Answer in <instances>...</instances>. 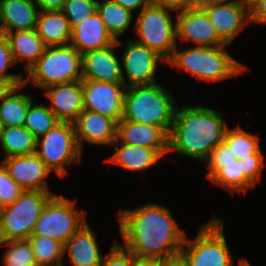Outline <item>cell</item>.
I'll return each instance as SVG.
<instances>
[{"instance_id": "1", "label": "cell", "mask_w": 266, "mask_h": 266, "mask_svg": "<svg viewBox=\"0 0 266 266\" xmlns=\"http://www.w3.org/2000/svg\"><path fill=\"white\" fill-rule=\"evenodd\" d=\"M124 248L133 255L162 261L180 257L186 233L180 229L166 206L148 202L118 213Z\"/></svg>"}, {"instance_id": "2", "label": "cell", "mask_w": 266, "mask_h": 266, "mask_svg": "<svg viewBox=\"0 0 266 266\" xmlns=\"http://www.w3.org/2000/svg\"><path fill=\"white\" fill-rule=\"evenodd\" d=\"M259 137L237 125L227 127L224 140L218 144L204 162L208 166L206 178L214 185L230 192L254 189L262 178L265 166Z\"/></svg>"}, {"instance_id": "3", "label": "cell", "mask_w": 266, "mask_h": 266, "mask_svg": "<svg viewBox=\"0 0 266 266\" xmlns=\"http://www.w3.org/2000/svg\"><path fill=\"white\" fill-rule=\"evenodd\" d=\"M228 125L223 114L201 105L177 106L168 134V154L203 161L224 140Z\"/></svg>"}, {"instance_id": "4", "label": "cell", "mask_w": 266, "mask_h": 266, "mask_svg": "<svg viewBox=\"0 0 266 266\" xmlns=\"http://www.w3.org/2000/svg\"><path fill=\"white\" fill-rule=\"evenodd\" d=\"M170 90L162 84L136 85L126 88L122 119L171 130L177 104Z\"/></svg>"}, {"instance_id": "5", "label": "cell", "mask_w": 266, "mask_h": 266, "mask_svg": "<svg viewBox=\"0 0 266 266\" xmlns=\"http://www.w3.org/2000/svg\"><path fill=\"white\" fill-rule=\"evenodd\" d=\"M226 46H195L185 51L178 50L176 46L166 64L205 82L230 79L247 71V66L230 56Z\"/></svg>"}, {"instance_id": "6", "label": "cell", "mask_w": 266, "mask_h": 266, "mask_svg": "<svg viewBox=\"0 0 266 266\" xmlns=\"http://www.w3.org/2000/svg\"><path fill=\"white\" fill-rule=\"evenodd\" d=\"M224 224L213 216L198 229L196 237H185L180 259L186 266H234V261L226 238ZM238 266H248L247 259H240Z\"/></svg>"}, {"instance_id": "7", "label": "cell", "mask_w": 266, "mask_h": 266, "mask_svg": "<svg viewBox=\"0 0 266 266\" xmlns=\"http://www.w3.org/2000/svg\"><path fill=\"white\" fill-rule=\"evenodd\" d=\"M24 83L32 82L34 88L80 81L82 55L72 45L48 46L43 55L26 73Z\"/></svg>"}, {"instance_id": "8", "label": "cell", "mask_w": 266, "mask_h": 266, "mask_svg": "<svg viewBox=\"0 0 266 266\" xmlns=\"http://www.w3.org/2000/svg\"><path fill=\"white\" fill-rule=\"evenodd\" d=\"M51 191H23L11 205L0 212V241L29 239Z\"/></svg>"}, {"instance_id": "9", "label": "cell", "mask_w": 266, "mask_h": 266, "mask_svg": "<svg viewBox=\"0 0 266 266\" xmlns=\"http://www.w3.org/2000/svg\"><path fill=\"white\" fill-rule=\"evenodd\" d=\"M170 11L173 12L150 4L138 13L133 27L137 35L133 40L154 50L166 61L177 46L176 23Z\"/></svg>"}, {"instance_id": "10", "label": "cell", "mask_w": 266, "mask_h": 266, "mask_svg": "<svg viewBox=\"0 0 266 266\" xmlns=\"http://www.w3.org/2000/svg\"><path fill=\"white\" fill-rule=\"evenodd\" d=\"M36 154L59 178L65 177L67 166L81 163L82 160L83 152L76 140L74 124L58 122L44 136L37 139Z\"/></svg>"}, {"instance_id": "11", "label": "cell", "mask_w": 266, "mask_h": 266, "mask_svg": "<svg viewBox=\"0 0 266 266\" xmlns=\"http://www.w3.org/2000/svg\"><path fill=\"white\" fill-rule=\"evenodd\" d=\"M76 200L54 195L44 206L31 236H46L63 245L85 224V210L76 209Z\"/></svg>"}, {"instance_id": "12", "label": "cell", "mask_w": 266, "mask_h": 266, "mask_svg": "<svg viewBox=\"0 0 266 266\" xmlns=\"http://www.w3.org/2000/svg\"><path fill=\"white\" fill-rule=\"evenodd\" d=\"M200 7L226 45H230L237 34L250 24L249 4L244 0L210 1Z\"/></svg>"}, {"instance_id": "13", "label": "cell", "mask_w": 266, "mask_h": 266, "mask_svg": "<svg viewBox=\"0 0 266 266\" xmlns=\"http://www.w3.org/2000/svg\"><path fill=\"white\" fill-rule=\"evenodd\" d=\"M119 58H121V65L124 68L122 69V78L126 88L157 83L155 79L157 64L160 61L166 64V60L157 52L139 44L132 38L126 43L125 51ZM123 73L126 74V77Z\"/></svg>"}, {"instance_id": "14", "label": "cell", "mask_w": 266, "mask_h": 266, "mask_svg": "<svg viewBox=\"0 0 266 266\" xmlns=\"http://www.w3.org/2000/svg\"><path fill=\"white\" fill-rule=\"evenodd\" d=\"M84 109L108 116L119 122L123 116L126 87L123 83L81 79Z\"/></svg>"}, {"instance_id": "15", "label": "cell", "mask_w": 266, "mask_h": 266, "mask_svg": "<svg viewBox=\"0 0 266 266\" xmlns=\"http://www.w3.org/2000/svg\"><path fill=\"white\" fill-rule=\"evenodd\" d=\"M177 39L192 42L195 46L216 47L226 45L216 33L215 27L200 6L177 12Z\"/></svg>"}, {"instance_id": "16", "label": "cell", "mask_w": 266, "mask_h": 266, "mask_svg": "<svg viewBox=\"0 0 266 266\" xmlns=\"http://www.w3.org/2000/svg\"><path fill=\"white\" fill-rule=\"evenodd\" d=\"M1 163L24 191H50L46 178L52 171L36 153L6 157Z\"/></svg>"}, {"instance_id": "17", "label": "cell", "mask_w": 266, "mask_h": 266, "mask_svg": "<svg viewBox=\"0 0 266 266\" xmlns=\"http://www.w3.org/2000/svg\"><path fill=\"white\" fill-rule=\"evenodd\" d=\"M122 45L119 39L111 46L83 53L82 79L123 83L121 58L119 60L114 51L116 47Z\"/></svg>"}, {"instance_id": "18", "label": "cell", "mask_w": 266, "mask_h": 266, "mask_svg": "<svg viewBox=\"0 0 266 266\" xmlns=\"http://www.w3.org/2000/svg\"><path fill=\"white\" fill-rule=\"evenodd\" d=\"M73 124L76 140L82 152L84 142L111 146L116 140L117 122L108 116L84 109Z\"/></svg>"}, {"instance_id": "19", "label": "cell", "mask_w": 266, "mask_h": 266, "mask_svg": "<svg viewBox=\"0 0 266 266\" xmlns=\"http://www.w3.org/2000/svg\"><path fill=\"white\" fill-rule=\"evenodd\" d=\"M42 90L50 101L49 109L59 121L73 123L84 111L81 80L50 85Z\"/></svg>"}, {"instance_id": "20", "label": "cell", "mask_w": 266, "mask_h": 266, "mask_svg": "<svg viewBox=\"0 0 266 266\" xmlns=\"http://www.w3.org/2000/svg\"><path fill=\"white\" fill-rule=\"evenodd\" d=\"M116 139L123 144L155 149L162 157L168 154V135L159 127L121 119Z\"/></svg>"}, {"instance_id": "21", "label": "cell", "mask_w": 266, "mask_h": 266, "mask_svg": "<svg viewBox=\"0 0 266 266\" xmlns=\"http://www.w3.org/2000/svg\"><path fill=\"white\" fill-rule=\"evenodd\" d=\"M115 42L116 40L107 31L99 13L96 12L89 18L86 16L82 24L75 26L71 30L69 44L75 47L82 55L90 50L111 46Z\"/></svg>"}, {"instance_id": "22", "label": "cell", "mask_w": 266, "mask_h": 266, "mask_svg": "<svg viewBox=\"0 0 266 266\" xmlns=\"http://www.w3.org/2000/svg\"><path fill=\"white\" fill-rule=\"evenodd\" d=\"M88 223H85L65 244L71 266H101L102 254Z\"/></svg>"}, {"instance_id": "23", "label": "cell", "mask_w": 266, "mask_h": 266, "mask_svg": "<svg viewBox=\"0 0 266 266\" xmlns=\"http://www.w3.org/2000/svg\"><path fill=\"white\" fill-rule=\"evenodd\" d=\"M39 11L34 0H0L3 34L36 29Z\"/></svg>"}, {"instance_id": "24", "label": "cell", "mask_w": 266, "mask_h": 266, "mask_svg": "<svg viewBox=\"0 0 266 266\" xmlns=\"http://www.w3.org/2000/svg\"><path fill=\"white\" fill-rule=\"evenodd\" d=\"M120 146H119V145ZM113 156L106 162L119 165L129 171H141L156 165L163 158L155 149L120 143L117 139L111 145Z\"/></svg>"}, {"instance_id": "25", "label": "cell", "mask_w": 266, "mask_h": 266, "mask_svg": "<svg viewBox=\"0 0 266 266\" xmlns=\"http://www.w3.org/2000/svg\"><path fill=\"white\" fill-rule=\"evenodd\" d=\"M5 36L8 39L15 64L21 60L25 61V73L43 55L47 47L37 34L36 29L8 32Z\"/></svg>"}, {"instance_id": "26", "label": "cell", "mask_w": 266, "mask_h": 266, "mask_svg": "<svg viewBox=\"0 0 266 266\" xmlns=\"http://www.w3.org/2000/svg\"><path fill=\"white\" fill-rule=\"evenodd\" d=\"M36 31L47 47L68 45L71 40V28L61 10L39 11Z\"/></svg>"}, {"instance_id": "27", "label": "cell", "mask_w": 266, "mask_h": 266, "mask_svg": "<svg viewBox=\"0 0 266 266\" xmlns=\"http://www.w3.org/2000/svg\"><path fill=\"white\" fill-rule=\"evenodd\" d=\"M26 86L25 83H22L8 88L2 95L0 99V118L3 127L24 126L29 103L33 100L31 95L21 93L20 90Z\"/></svg>"}, {"instance_id": "28", "label": "cell", "mask_w": 266, "mask_h": 266, "mask_svg": "<svg viewBox=\"0 0 266 266\" xmlns=\"http://www.w3.org/2000/svg\"><path fill=\"white\" fill-rule=\"evenodd\" d=\"M36 143L35 136L24 126L2 128L0 147L5 158L36 153Z\"/></svg>"}, {"instance_id": "29", "label": "cell", "mask_w": 266, "mask_h": 266, "mask_svg": "<svg viewBox=\"0 0 266 266\" xmlns=\"http://www.w3.org/2000/svg\"><path fill=\"white\" fill-rule=\"evenodd\" d=\"M97 12L115 40L132 25L133 13L111 0H98Z\"/></svg>"}, {"instance_id": "30", "label": "cell", "mask_w": 266, "mask_h": 266, "mask_svg": "<svg viewBox=\"0 0 266 266\" xmlns=\"http://www.w3.org/2000/svg\"><path fill=\"white\" fill-rule=\"evenodd\" d=\"M36 263L38 266H58L63 264L64 245L46 236H30Z\"/></svg>"}, {"instance_id": "31", "label": "cell", "mask_w": 266, "mask_h": 266, "mask_svg": "<svg viewBox=\"0 0 266 266\" xmlns=\"http://www.w3.org/2000/svg\"><path fill=\"white\" fill-rule=\"evenodd\" d=\"M58 122L60 121L48 106L36 102L33 104V100L29 103L24 127L27 128L36 139L44 136Z\"/></svg>"}, {"instance_id": "32", "label": "cell", "mask_w": 266, "mask_h": 266, "mask_svg": "<svg viewBox=\"0 0 266 266\" xmlns=\"http://www.w3.org/2000/svg\"><path fill=\"white\" fill-rule=\"evenodd\" d=\"M8 246L2 257L3 266H38L28 239L0 241Z\"/></svg>"}, {"instance_id": "33", "label": "cell", "mask_w": 266, "mask_h": 266, "mask_svg": "<svg viewBox=\"0 0 266 266\" xmlns=\"http://www.w3.org/2000/svg\"><path fill=\"white\" fill-rule=\"evenodd\" d=\"M98 0H66L62 12L67 17L71 30L97 12Z\"/></svg>"}, {"instance_id": "34", "label": "cell", "mask_w": 266, "mask_h": 266, "mask_svg": "<svg viewBox=\"0 0 266 266\" xmlns=\"http://www.w3.org/2000/svg\"><path fill=\"white\" fill-rule=\"evenodd\" d=\"M16 65L10 50L8 39L4 34L0 35V82L4 83L8 88H12L24 83L21 74H8L10 67Z\"/></svg>"}, {"instance_id": "35", "label": "cell", "mask_w": 266, "mask_h": 266, "mask_svg": "<svg viewBox=\"0 0 266 266\" xmlns=\"http://www.w3.org/2000/svg\"><path fill=\"white\" fill-rule=\"evenodd\" d=\"M24 190L9 176L7 170L0 166V205H11Z\"/></svg>"}, {"instance_id": "36", "label": "cell", "mask_w": 266, "mask_h": 266, "mask_svg": "<svg viewBox=\"0 0 266 266\" xmlns=\"http://www.w3.org/2000/svg\"><path fill=\"white\" fill-rule=\"evenodd\" d=\"M101 266H132V253L115 242L109 254L103 256Z\"/></svg>"}, {"instance_id": "37", "label": "cell", "mask_w": 266, "mask_h": 266, "mask_svg": "<svg viewBox=\"0 0 266 266\" xmlns=\"http://www.w3.org/2000/svg\"><path fill=\"white\" fill-rule=\"evenodd\" d=\"M250 23L266 25V0H252L249 3Z\"/></svg>"}, {"instance_id": "38", "label": "cell", "mask_w": 266, "mask_h": 266, "mask_svg": "<svg viewBox=\"0 0 266 266\" xmlns=\"http://www.w3.org/2000/svg\"><path fill=\"white\" fill-rule=\"evenodd\" d=\"M150 4L179 12L194 7L193 0H150Z\"/></svg>"}, {"instance_id": "39", "label": "cell", "mask_w": 266, "mask_h": 266, "mask_svg": "<svg viewBox=\"0 0 266 266\" xmlns=\"http://www.w3.org/2000/svg\"><path fill=\"white\" fill-rule=\"evenodd\" d=\"M115 3H118L125 9L130 10L132 13L133 11H136L137 9H142L148 7L150 5V0H111Z\"/></svg>"}, {"instance_id": "40", "label": "cell", "mask_w": 266, "mask_h": 266, "mask_svg": "<svg viewBox=\"0 0 266 266\" xmlns=\"http://www.w3.org/2000/svg\"><path fill=\"white\" fill-rule=\"evenodd\" d=\"M40 11L62 10L66 0H34Z\"/></svg>"}, {"instance_id": "41", "label": "cell", "mask_w": 266, "mask_h": 266, "mask_svg": "<svg viewBox=\"0 0 266 266\" xmlns=\"http://www.w3.org/2000/svg\"><path fill=\"white\" fill-rule=\"evenodd\" d=\"M163 262L159 259L138 257L132 254V266H160Z\"/></svg>"}, {"instance_id": "42", "label": "cell", "mask_w": 266, "mask_h": 266, "mask_svg": "<svg viewBox=\"0 0 266 266\" xmlns=\"http://www.w3.org/2000/svg\"><path fill=\"white\" fill-rule=\"evenodd\" d=\"M160 266H186V265L179 257L174 260L164 261Z\"/></svg>"}, {"instance_id": "43", "label": "cell", "mask_w": 266, "mask_h": 266, "mask_svg": "<svg viewBox=\"0 0 266 266\" xmlns=\"http://www.w3.org/2000/svg\"><path fill=\"white\" fill-rule=\"evenodd\" d=\"M210 1H222V0H193L194 6H200L201 4L210 2Z\"/></svg>"}, {"instance_id": "44", "label": "cell", "mask_w": 266, "mask_h": 266, "mask_svg": "<svg viewBox=\"0 0 266 266\" xmlns=\"http://www.w3.org/2000/svg\"><path fill=\"white\" fill-rule=\"evenodd\" d=\"M8 87L4 84L0 82V99L2 97V95L7 91Z\"/></svg>"}, {"instance_id": "45", "label": "cell", "mask_w": 266, "mask_h": 266, "mask_svg": "<svg viewBox=\"0 0 266 266\" xmlns=\"http://www.w3.org/2000/svg\"><path fill=\"white\" fill-rule=\"evenodd\" d=\"M3 34V31H2V25H1V16H0V35Z\"/></svg>"}, {"instance_id": "46", "label": "cell", "mask_w": 266, "mask_h": 266, "mask_svg": "<svg viewBox=\"0 0 266 266\" xmlns=\"http://www.w3.org/2000/svg\"><path fill=\"white\" fill-rule=\"evenodd\" d=\"M2 128H3V124H2V121H1V118H0V134H1Z\"/></svg>"}, {"instance_id": "47", "label": "cell", "mask_w": 266, "mask_h": 266, "mask_svg": "<svg viewBox=\"0 0 266 266\" xmlns=\"http://www.w3.org/2000/svg\"><path fill=\"white\" fill-rule=\"evenodd\" d=\"M244 1L249 4L252 0H244Z\"/></svg>"}]
</instances>
